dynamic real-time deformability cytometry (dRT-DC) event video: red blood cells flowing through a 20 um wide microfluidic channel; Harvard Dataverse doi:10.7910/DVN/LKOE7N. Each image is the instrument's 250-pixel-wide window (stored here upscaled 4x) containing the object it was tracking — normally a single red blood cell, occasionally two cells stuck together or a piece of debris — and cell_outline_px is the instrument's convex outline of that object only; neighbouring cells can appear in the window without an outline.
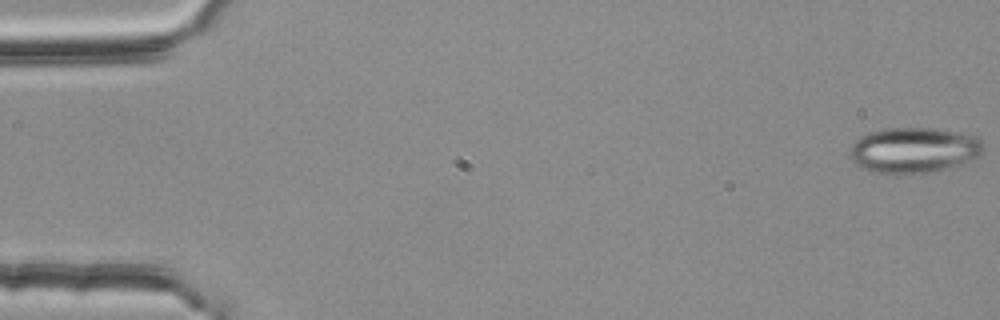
{"species": "common noctule bat (a hibernating species)", "species_latin": "Nyctalus noctula", "temperature_condition": "room temperature", "stored_images_in_passage": 54, "camera_frame_rate_fps": 3000, "um_per_image_px": 0.085, "animal": {"sex": "female", "body_mass_g": 25.1}, "frame": {"image": 1, "passage_image": 1, "time_ms": 0.0, "image_size_px": [1000, 320], "cell_outline_px": [[984, 148], [976, 156], [956, 164], [928, 172], [912, 176], [896, 176], [876, 172], [860, 168], [848, 156], [848, 152], [852, 144], [860, 136], [868, 132], [884, 128], [932, 128], [960, 132], [976, 136], [984, 140]], "centroid_in_image_um": [77.59, 12.77], "position_along_channel_um": 7.4, "area_um2": 35.89}}
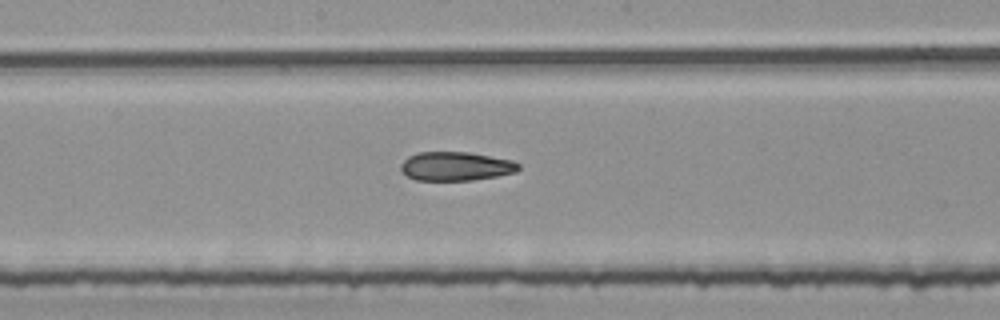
{"frame": {"image": 2, "passage_image": 29, "time_ms": 9.333, "image_size_px": [1000, 320], "cell_outline_px": [[520, 168], [516, 172], [496, 176], [472, 180], [416, 180], [408, 176], [400, 168], [400, 164], [408, 156], [416, 152], [468, 152], [512, 160], [520, 164]], "centroid_in_image_um": [38.74, 14.12], "position_along_channel_um": 209.5, "area_um2": 19.77}}
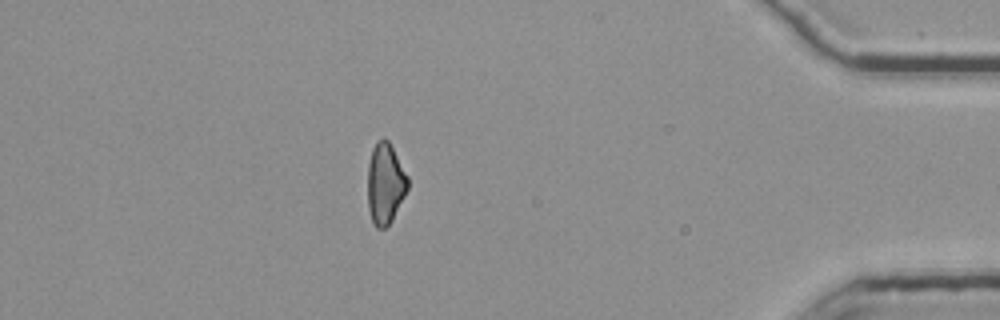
{"frame": {"image": 3, "passage_image": 48, "time_ms": 15.667, "image_size_px": [1000, 320], "cell_outline_px": [[408, 188], [392, 220], [384, 228], [376, 228], [372, 220], [368, 208], [368, 164], [372, 148], [376, 140], [384, 136], [388, 140], [408, 176]], "centroid_in_image_um": [32.73, 15.57], "position_along_channel_um": 402.5, "area_um2": 18.9}, "authors_computed_cell_mechanics": {"area_um2": 20.519, "velocity_mm_per_s": 3.788, "shape_relaxation_time_tau1_ms": 9.1448, "shape_relaxation_time_tau2_ms": 5.4304, "deformation_change_tau1": 0.1577, "deformation_change_tau2": 0.1437}}